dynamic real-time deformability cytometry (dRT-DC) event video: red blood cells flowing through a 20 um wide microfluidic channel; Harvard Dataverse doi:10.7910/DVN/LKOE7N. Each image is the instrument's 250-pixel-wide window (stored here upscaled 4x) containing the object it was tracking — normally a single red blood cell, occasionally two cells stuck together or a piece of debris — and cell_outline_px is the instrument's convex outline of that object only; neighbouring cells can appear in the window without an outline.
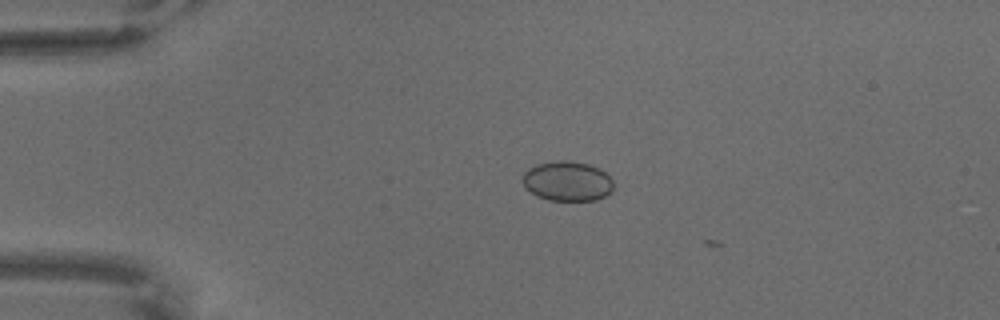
{"species": "common noctule bat (a hibernating species)", "species_latin": "Nyctalus noctula", "temperature_condition": "warm", "stored_images_in_passage": 3, "camera_frame_rate_fps": 3000, "um_per_image_px": 0.085, "animal": {"sex": "male", "body_mass_g": 18.8}, "frame": {"image": 1, "passage_image": 1, "time_ms": 0.0, "image_size_px": [1000, 320], "cell_outline_px": [[612, 188], [604, 196], [596, 200], [548, 200], [536, 196], [524, 188], [524, 172], [528, 168], [536, 164], [560, 160], [568, 160], [588, 164], [600, 168], [612, 180]], "centroid_in_image_um": [48.19, 15.39], "position_along_channel_um": 36.8, "area_um2": 20.98}}